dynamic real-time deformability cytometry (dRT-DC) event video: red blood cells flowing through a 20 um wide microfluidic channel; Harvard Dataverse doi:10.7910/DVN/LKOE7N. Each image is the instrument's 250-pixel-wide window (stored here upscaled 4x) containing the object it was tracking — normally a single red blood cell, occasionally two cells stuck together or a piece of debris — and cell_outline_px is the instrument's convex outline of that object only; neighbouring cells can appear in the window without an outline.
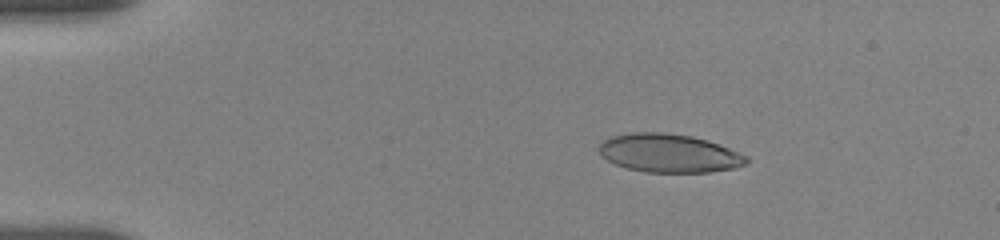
{"species": "human", "species_latin": "Homo sapiens", "temperature_condition": "room temperature", "stored_images_in_passage": 43, "camera_frame_rate_fps": 3000, "um_per_image_px": 0.085, "donor": {"sex": "female"}, "frame": {"image": 1, "passage_image": 6, "time_ms": 2.333, "image_size_px": [1000, 240], "cell_outline_px": [[748, 164], [736, 168], [708, 172], [644, 172], [628, 168], [616, 164], [600, 156], [600, 144], [604, 140], [612, 136], [632, 132], [664, 132], [692, 136], [708, 140], [748, 156]], "centroid_in_image_um": [56.89, 13.02], "position_along_channel_um": 28.1, "area_um2": 33.06}}
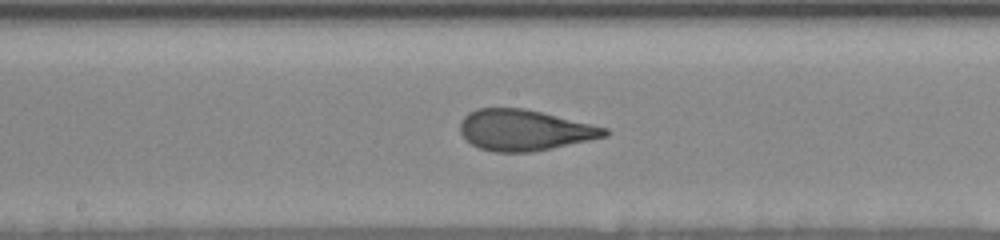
{"frame": {"image": 2, "passage_image": 26, "time_ms": 9.0, "image_size_px": [1000, 240], "cell_outline_px": [[612, 132], [608, 136], [552, 148], [532, 152], [492, 152], [480, 148], [472, 144], [460, 132], [460, 120], [468, 112], [476, 108], [524, 108], [608, 128]], "centroid_in_image_um": [44.58, 11.06], "position_along_channel_um": 203.6, "area_um2": 34.45}}
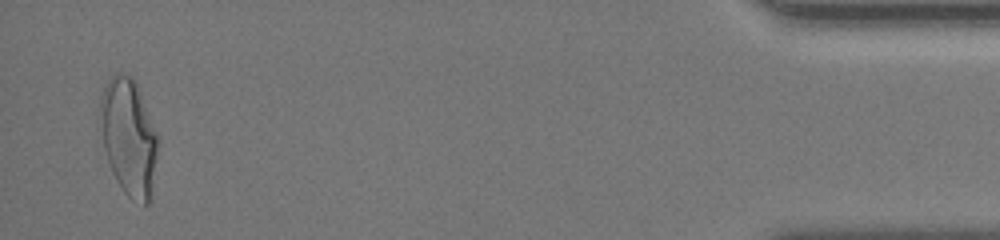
{"frame": {"image": 3, "passage_image": 43, "time_ms": 17.0, "image_size_px": [1000, 240], "cell_outline_px": [[160, 144], [148, 204], [144, 204], [128, 196], [124, 192], [116, 180], [112, 172], [104, 148], [100, 112], [100, 96], [108, 80], [116, 72], [120, 72], [136, 80], [160, 140]], "centroid_in_image_um": [10.97, 11.6], "position_along_channel_um": 424.2, "area_um2": 39.13}, "authors_computed_cell_mechanics": {"area_um2": 34.5644, "velocity_mm_per_s": 3.6798, "shape_relaxation_time_tau1_ms": 5.479, "shape_relaxation_time_tau2_ms": 0.767, "deformation_change_tau1": 0.2076, "deformation_change_tau2": 0.0909}}